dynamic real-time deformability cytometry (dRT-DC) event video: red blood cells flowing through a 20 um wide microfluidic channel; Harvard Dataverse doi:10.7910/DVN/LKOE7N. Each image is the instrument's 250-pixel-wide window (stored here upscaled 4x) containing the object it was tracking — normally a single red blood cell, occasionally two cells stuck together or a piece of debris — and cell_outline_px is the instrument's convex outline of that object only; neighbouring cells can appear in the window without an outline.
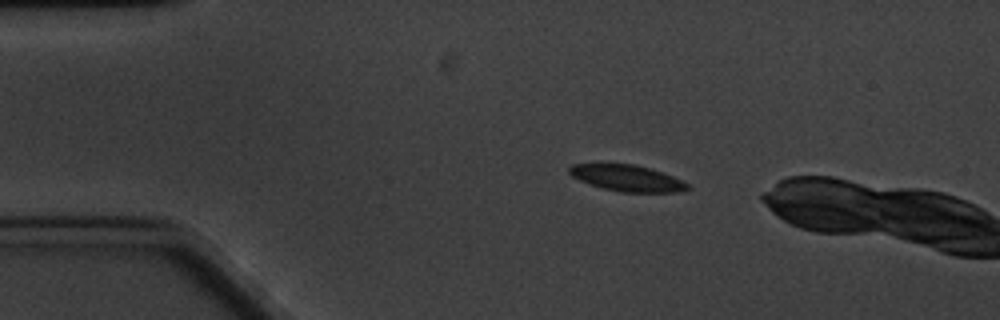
{"species": "common noctule bat (a hibernating species)", "species_latin": "Nyctalus noctula", "temperature_condition": "cold", "stored_images_in_passage": 5, "camera_frame_rate_fps": 3000, "um_per_image_px": 0.085, "animal": {"sex": "male", "body_mass_g": 20.1, "forearm_length_mm": 53.5}, "frame": {"image": 1, "passage_image": 1, "time_ms": 0.0, "image_size_px": [1000, 320], "cell_outline_px": [[692, 188], [676, 192], [620, 192], [588, 184], [572, 176], [568, 172], [568, 168], [572, 164], [632, 164], [648, 168], [672, 176], [688, 184]], "centroid_in_image_um": [53.27, 15.14], "position_along_channel_um": 31.7, "area_um2": 17.86}}
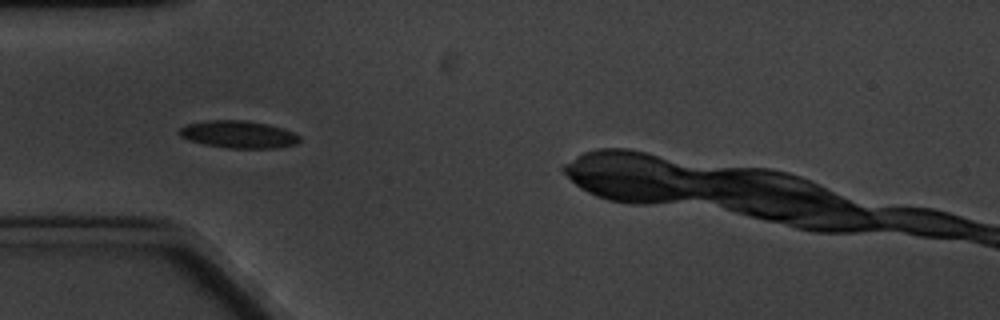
{"frame": {"image": 2, "passage_image": 3, "time_ms": 2.333, "image_size_px": [1000, 320], "cell_outline_px": [[300, 140], [296, 144], [276, 148], [228, 148], [204, 144], [188, 140], [180, 136], [176, 132], [180, 128], [188, 124], [208, 120], [248, 120], [268, 124], [292, 132], [300, 136]], "centroid_in_image_um": [20.24, 11.42], "position_along_channel_um": 64.8, "area_um2": 19.19}}